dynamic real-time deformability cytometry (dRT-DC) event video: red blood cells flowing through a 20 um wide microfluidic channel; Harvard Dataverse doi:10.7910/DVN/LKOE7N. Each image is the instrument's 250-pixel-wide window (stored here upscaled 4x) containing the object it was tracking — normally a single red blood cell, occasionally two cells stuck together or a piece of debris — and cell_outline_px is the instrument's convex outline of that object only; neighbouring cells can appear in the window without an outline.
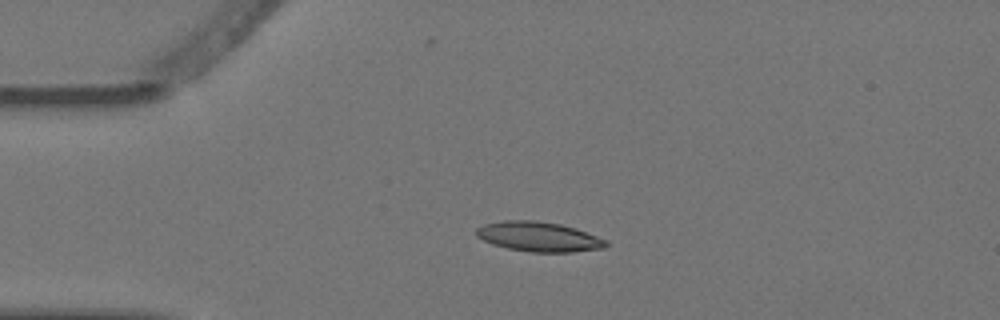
{"species": "Egyptian fruit bat (a non-hibernating species)", "species_latin": "Rousettus aegyptiacus", "temperature_condition": "warm", "stored_images_in_passage": 12, "camera_frame_rate_fps": 3000, "um_per_image_px": 0.085, "animal": {"sex": "female"}, "frame": {"image": 1, "passage_image": 3, "time_ms": 0.667, "image_size_px": [1000, 320], "cell_outline_px": [[608, 244], [604, 248], [572, 252], [532, 252], [508, 248], [492, 244], [476, 236], [476, 228], [484, 224], [504, 220], [536, 220], [560, 224], [576, 228], [596, 236], [604, 240]], "centroid_in_image_um": [45.77, 20.11], "position_along_channel_um": 39.2, "area_um2": 22.37}}
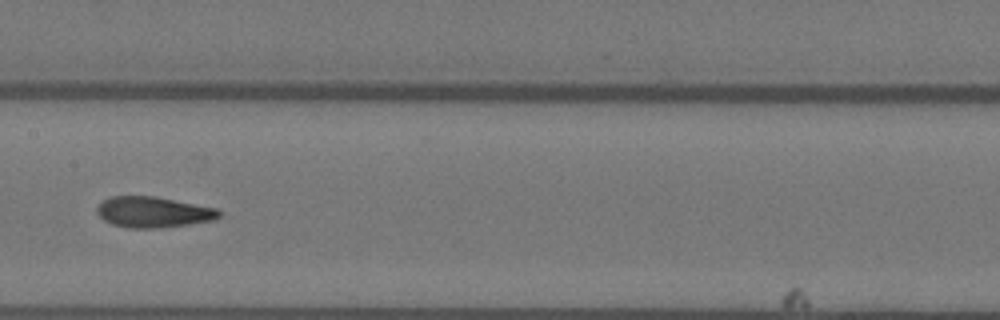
{"frame": {"image": 2, "passage_image": 7, "time_ms": 2.0, "image_size_px": [1000, 320], "cell_outline_px": [[224, 212], [216, 220], [160, 228], [128, 228], [112, 224], [104, 220], [96, 212], [96, 208], [100, 200], [112, 196], [156, 196], [220, 208]], "centroid_in_image_um": [13.07, 18.02], "position_along_channel_um": 194.3, "area_um2": 22.43}}
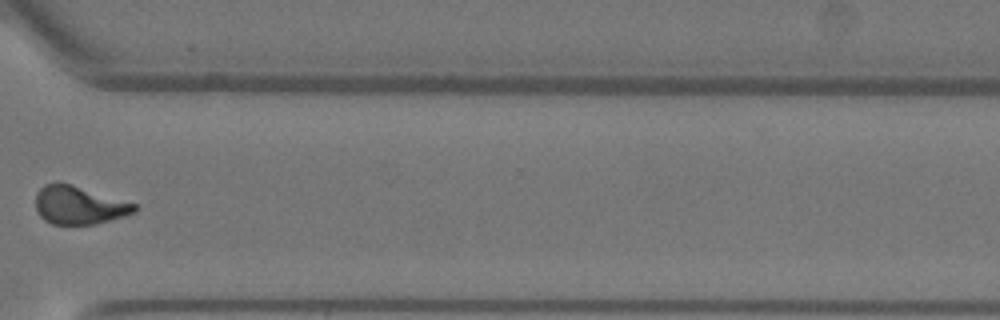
{"frame": {"image": 3, "passage_image": 11, "time_ms": 3.333, "image_size_px": [1000, 320], "cell_outline_px": [[140, 208], [136, 212], [124, 216], [92, 224], [52, 224], [44, 220], [40, 216], [36, 208], [36, 192], [44, 184], [56, 180], [72, 184], [136, 204]], "centroid_in_image_um": [6.69, 17.41], "position_along_channel_um": 363.9, "area_um2": 22.14}}